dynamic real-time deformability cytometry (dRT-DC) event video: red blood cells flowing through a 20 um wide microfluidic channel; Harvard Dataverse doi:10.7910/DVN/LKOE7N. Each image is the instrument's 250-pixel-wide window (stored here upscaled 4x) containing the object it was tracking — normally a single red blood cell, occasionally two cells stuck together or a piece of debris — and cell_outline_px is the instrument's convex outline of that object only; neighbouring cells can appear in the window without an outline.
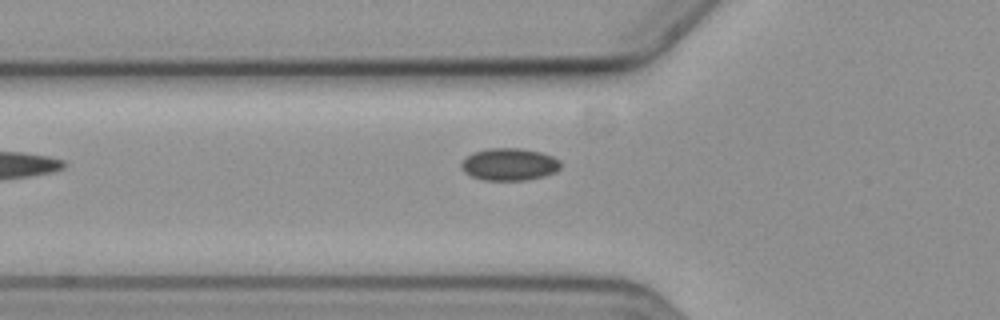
{"species": "common noctule bat (a hibernating species)", "species_latin": "Nyctalus noctula", "temperature_condition": "cold", "stored_images_in_passage": 3, "camera_frame_rate_fps": 3000, "um_per_image_px": 0.085, "animal": {"sex": "female", "body_mass_g": 19.3, "forearm_length_mm": 54.1}, "frame": {"image": 1, "passage_image": 2, "time_ms": 1.333, "image_size_px": [1000, 320], "cell_outline_px": [[560, 168], [556, 172], [544, 176], [524, 180], [484, 180], [472, 176], [464, 172], [460, 164], [472, 152], [488, 148], [520, 148], [540, 152], [552, 156], [560, 160]], "centroid_in_image_um": [43.3, 13.96], "position_along_channel_um": 82.5, "area_um2": 18.67}}
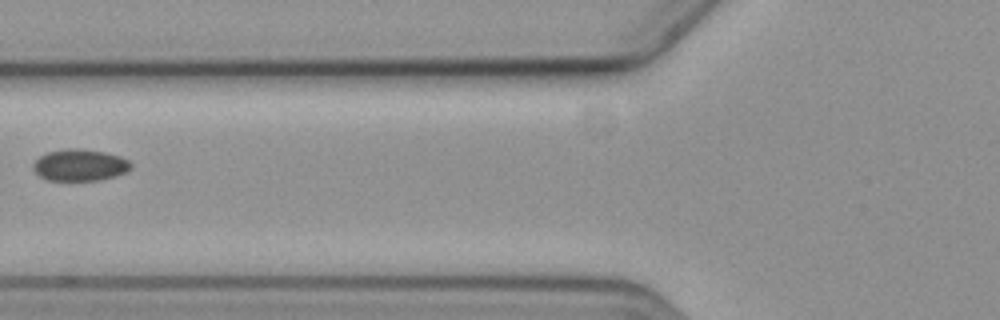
{"frame": {"image": 2, "passage_image": 3, "time_ms": 2.333, "image_size_px": [1000, 320], "cell_outline_px": [[132, 168], [128, 172], [116, 176], [100, 180], [48, 180], [40, 176], [32, 168], [32, 164], [40, 156], [48, 152], [68, 148], [80, 148], [104, 152], [120, 156], [128, 160], [132, 164]], "centroid_in_image_um": [6.82, 14.03], "position_along_channel_um": 119.0, "area_um2": 18.15}}